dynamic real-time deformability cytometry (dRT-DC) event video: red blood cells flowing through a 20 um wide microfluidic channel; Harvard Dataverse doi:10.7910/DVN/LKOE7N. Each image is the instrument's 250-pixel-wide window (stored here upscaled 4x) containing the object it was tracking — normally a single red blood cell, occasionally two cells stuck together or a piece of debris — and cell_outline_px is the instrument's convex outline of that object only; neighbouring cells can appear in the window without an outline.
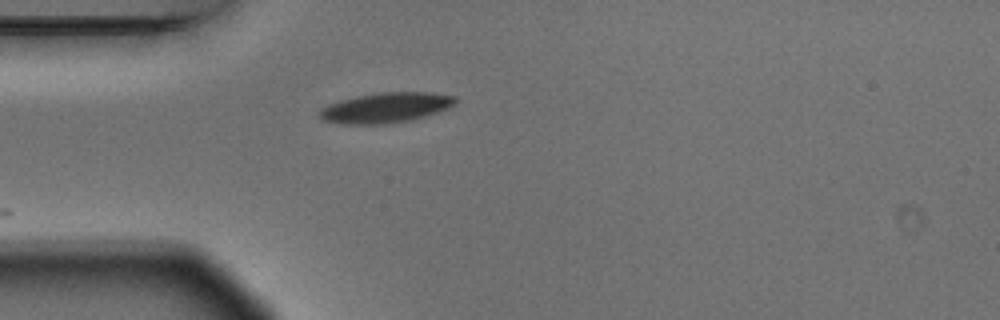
{"species": "Egyptian fruit bat (a non-hibernating species)", "species_latin": "Rousettus aegyptiacus", "temperature_condition": "warm", "stored_images_in_passage": 2, "camera_frame_rate_fps": 3000, "um_per_image_px": 0.085, "animal": {"sex": "male"}, "frame": {"image": 1, "passage_image": 2, "time_ms": 0.333, "image_size_px": [1000, 320], "cell_outline_px": [[456, 104], [448, 108], [412, 120], [388, 124], [344, 124], [324, 120], [320, 116], [320, 112], [328, 104], [340, 100], [356, 96], [380, 92], [432, 92], [456, 96]], "centroid_in_image_um": [32.84, 9.14], "position_along_channel_um": 52.2, "area_um2": 23.81}}